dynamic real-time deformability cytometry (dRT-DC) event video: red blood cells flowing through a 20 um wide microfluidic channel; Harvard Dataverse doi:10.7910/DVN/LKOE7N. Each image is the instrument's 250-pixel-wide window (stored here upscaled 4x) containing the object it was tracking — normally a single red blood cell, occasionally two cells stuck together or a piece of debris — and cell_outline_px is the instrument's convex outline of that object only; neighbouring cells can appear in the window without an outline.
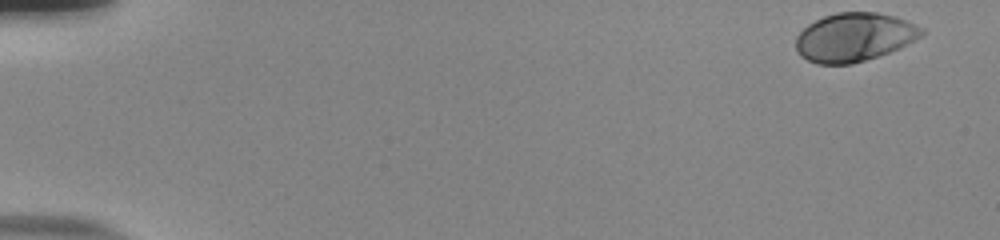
{"species": "human", "species_latin": "Homo sapiens", "temperature_condition": "room temperature", "stored_images_in_passage": 53, "camera_frame_rate_fps": 3000, "um_per_image_px": 0.085, "donor": {"sex": "male"}, "frame": {"image": 1, "passage_image": 1, "time_ms": 0.0, "image_size_px": [1000, 240], "cell_outline_px": [[924, 32], [920, 36], [900, 48], [852, 64], [816, 64], [800, 56], [796, 52], [796, 36], [808, 24], [824, 16], [836, 12], [876, 12], [896, 16], [916, 24], [924, 28]], "centroid_in_image_um": [72.59, 3.15], "position_along_channel_um": 12.4, "area_um2": 35.6}}
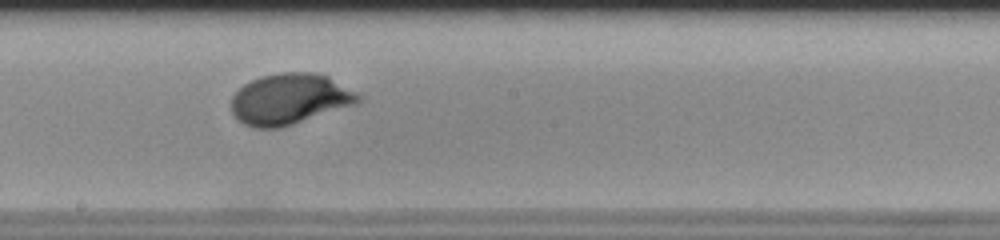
{"frame": {"image": 2, "passage_image": 30, "time_ms": 9.667, "image_size_px": [1000, 240], "cell_outline_px": [[364, 96], [356, 104], [280, 128], [256, 128], [244, 124], [232, 112], [232, 96], [244, 84], [260, 76], [280, 72], [316, 72], [328, 76]], "centroid_in_image_um": [24.65, 8.4], "position_along_channel_um": 223.6, "area_um2": 37.57}}
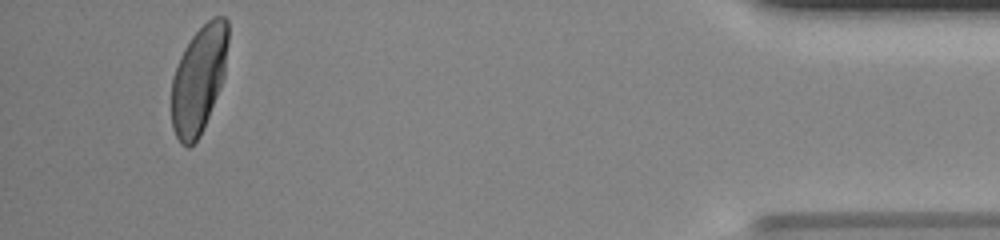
{"frame": {"image": 3, "passage_image": 50, "time_ms": 16.333, "image_size_px": [1000, 240], "cell_outline_px": [[228, 44], [224, 76], [220, 88], [200, 136], [188, 148], [180, 144], [172, 128], [172, 80], [180, 56], [184, 48], [192, 36], [212, 16], [224, 16], [228, 20]], "centroid_in_image_um": [16.9, 6.74], "position_along_channel_um": 418.3, "area_um2": 35.37}, "authors_computed_cell_mechanics": {"area_um2": 35.7782, "velocity_mm_per_s": 3.8232, "shape_relaxation_time_tau1_ms": 2.8524, "shape_relaxation_time_tau2_ms": null, "deformation_change_tau1": 0.1591, "deformation_change_tau2": null}}